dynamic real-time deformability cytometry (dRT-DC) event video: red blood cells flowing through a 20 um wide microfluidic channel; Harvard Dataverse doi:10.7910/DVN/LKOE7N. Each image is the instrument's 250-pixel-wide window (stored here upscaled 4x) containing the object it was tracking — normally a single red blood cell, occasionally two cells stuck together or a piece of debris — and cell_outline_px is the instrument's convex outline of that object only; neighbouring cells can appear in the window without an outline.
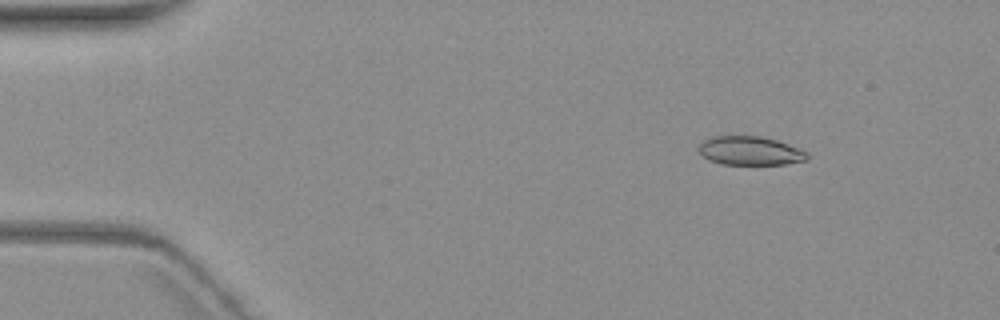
{"species": "common noctule bat (a hibernating species)", "species_latin": "Nyctalus noctula", "temperature_condition": "warm", "stored_images_in_passage": 5, "camera_frame_rate_fps": 3000, "um_per_image_px": 0.085, "animal": {"sex": "female", "body_mass_g": 19.3, "forearm_length_mm": 54.1}, "frame": {"image": 1, "passage_image": 2, "time_ms": 1.0, "image_size_px": [1000, 320], "cell_outline_px": [[808, 160], [784, 164], [720, 164], [708, 160], [700, 152], [700, 144], [704, 140], [712, 136], [760, 136], [776, 140], [788, 144], [808, 152]], "centroid_in_image_um": [63.77, 12.82], "position_along_channel_um": 21.2, "area_um2": 18.09}}